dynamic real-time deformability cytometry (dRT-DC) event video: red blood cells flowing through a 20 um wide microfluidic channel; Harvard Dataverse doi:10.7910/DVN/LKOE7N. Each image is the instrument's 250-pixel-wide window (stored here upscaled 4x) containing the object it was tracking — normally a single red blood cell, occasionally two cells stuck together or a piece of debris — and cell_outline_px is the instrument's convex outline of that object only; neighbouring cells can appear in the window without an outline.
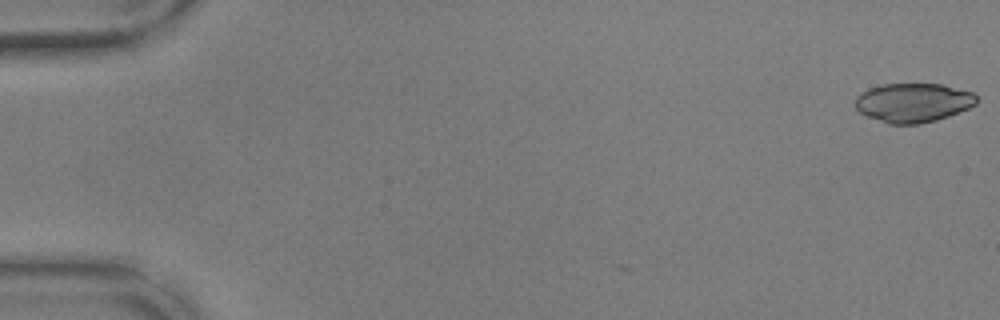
{"species": "common noctule bat (a hibernating species)", "species_latin": "Nyctalus noctula", "temperature_condition": "warm", "stored_images_in_passage": 3, "camera_frame_rate_fps": 3000, "um_per_image_px": 0.085, "animal": {"sex": "male", "body_mass_g": 17.9, "forearm_length_mm": 54.2}, "frame": {"image": 1, "passage_image": 1, "time_ms": 0.0, "image_size_px": [1000, 320], "cell_outline_px": [[976, 104], [968, 108], [948, 116], [936, 120], [920, 124], [888, 124], [868, 116], [860, 112], [856, 108], [856, 96], [868, 88], [884, 84], [944, 84], [972, 92], [976, 96]], "centroid_in_image_um": [77.62, 8.72], "position_along_channel_um": 7.4, "area_um2": 27.57}}